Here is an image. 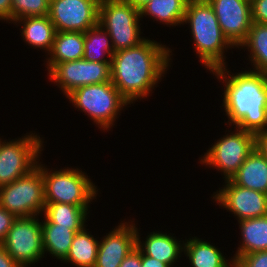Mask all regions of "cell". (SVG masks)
I'll use <instances>...</instances> for the list:
<instances>
[{"label": "cell", "mask_w": 267, "mask_h": 267, "mask_svg": "<svg viewBox=\"0 0 267 267\" xmlns=\"http://www.w3.org/2000/svg\"><path fill=\"white\" fill-rule=\"evenodd\" d=\"M174 50L154 39L115 52L111 60V81L130 103L152 96L154 87L167 74ZM165 74V75H164Z\"/></svg>", "instance_id": "obj_1"}, {"label": "cell", "mask_w": 267, "mask_h": 267, "mask_svg": "<svg viewBox=\"0 0 267 267\" xmlns=\"http://www.w3.org/2000/svg\"><path fill=\"white\" fill-rule=\"evenodd\" d=\"M227 66L210 71L225 88L222 93V107L228 118L225 126L254 134L266 130L267 74L249 68L234 74Z\"/></svg>", "instance_id": "obj_2"}, {"label": "cell", "mask_w": 267, "mask_h": 267, "mask_svg": "<svg viewBox=\"0 0 267 267\" xmlns=\"http://www.w3.org/2000/svg\"><path fill=\"white\" fill-rule=\"evenodd\" d=\"M187 23L194 52L201 65L209 71L227 65L225 52L235 47L222 33L216 14L207 0L188 1L182 26Z\"/></svg>", "instance_id": "obj_3"}, {"label": "cell", "mask_w": 267, "mask_h": 267, "mask_svg": "<svg viewBox=\"0 0 267 267\" xmlns=\"http://www.w3.org/2000/svg\"><path fill=\"white\" fill-rule=\"evenodd\" d=\"M69 103L91 119L103 132H109L130 103L120 94L112 81L81 86L69 93Z\"/></svg>", "instance_id": "obj_4"}, {"label": "cell", "mask_w": 267, "mask_h": 267, "mask_svg": "<svg viewBox=\"0 0 267 267\" xmlns=\"http://www.w3.org/2000/svg\"><path fill=\"white\" fill-rule=\"evenodd\" d=\"M39 162L37 166L41 169L44 179L45 203L90 207V203L99 196L98 187L81 168L64 167L52 170L40 160Z\"/></svg>", "instance_id": "obj_5"}, {"label": "cell", "mask_w": 267, "mask_h": 267, "mask_svg": "<svg viewBox=\"0 0 267 267\" xmlns=\"http://www.w3.org/2000/svg\"><path fill=\"white\" fill-rule=\"evenodd\" d=\"M140 10L124 0H100L98 24L112 42L114 52L138 46L141 36Z\"/></svg>", "instance_id": "obj_6"}, {"label": "cell", "mask_w": 267, "mask_h": 267, "mask_svg": "<svg viewBox=\"0 0 267 267\" xmlns=\"http://www.w3.org/2000/svg\"><path fill=\"white\" fill-rule=\"evenodd\" d=\"M234 131L227 130V134L214 142L199 163L208 169L220 171L224 180L230 179L243 164L245 159L255 149V134L233 126Z\"/></svg>", "instance_id": "obj_7"}, {"label": "cell", "mask_w": 267, "mask_h": 267, "mask_svg": "<svg viewBox=\"0 0 267 267\" xmlns=\"http://www.w3.org/2000/svg\"><path fill=\"white\" fill-rule=\"evenodd\" d=\"M24 135L12 140L0 137V187L30 173L41 159L44 137L32 131Z\"/></svg>", "instance_id": "obj_8"}, {"label": "cell", "mask_w": 267, "mask_h": 267, "mask_svg": "<svg viewBox=\"0 0 267 267\" xmlns=\"http://www.w3.org/2000/svg\"><path fill=\"white\" fill-rule=\"evenodd\" d=\"M45 204L44 179L38 166L25 176L0 187V206L16 218L42 217Z\"/></svg>", "instance_id": "obj_9"}, {"label": "cell", "mask_w": 267, "mask_h": 267, "mask_svg": "<svg viewBox=\"0 0 267 267\" xmlns=\"http://www.w3.org/2000/svg\"><path fill=\"white\" fill-rule=\"evenodd\" d=\"M39 216L16 218L1 244L20 267H31L45 257Z\"/></svg>", "instance_id": "obj_10"}, {"label": "cell", "mask_w": 267, "mask_h": 267, "mask_svg": "<svg viewBox=\"0 0 267 267\" xmlns=\"http://www.w3.org/2000/svg\"><path fill=\"white\" fill-rule=\"evenodd\" d=\"M47 75L66 97L78 87L111 81V63L67 61L56 64Z\"/></svg>", "instance_id": "obj_11"}, {"label": "cell", "mask_w": 267, "mask_h": 267, "mask_svg": "<svg viewBox=\"0 0 267 267\" xmlns=\"http://www.w3.org/2000/svg\"><path fill=\"white\" fill-rule=\"evenodd\" d=\"M100 0H50L49 18L56 31L83 32L98 24Z\"/></svg>", "instance_id": "obj_12"}, {"label": "cell", "mask_w": 267, "mask_h": 267, "mask_svg": "<svg viewBox=\"0 0 267 267\" xmlns=\"http://www.w3.org/2000/svg\"><path fill=\"white\" fill-rule=\"evenodd\" d=\"M219 190L213 193L214 203L231 212L237 220L267 215V194L224 180Z\"/></svg>", "instance_id": "obj_13"}, {"label": "cell", "mask_w": 267, "mask_h": 267, "mask_svg": "<svg viewBox=\"0 0 267 267\" xmlns=\"http://www.w3.org/2000/svg\"><path fill=\"white\" fill-rule=\"evenodd\" d=\"M213 8L222 33L237 49L252 25L250 0H207Z\"/></svg>", "instance_id": "obj_14"}, {"label": "cell", "mask_w": 267, "mask_h": 267, "mask_svg": "<svg viewBox=\"0 0 267 267\" xmlns=\"http://www.w3.org/2000/svg\"><path fill=\"white\" fill-rule=\"evenodd\" d=\"M135 219L119 225L99 241L98 254L94 267H119L129 252L136 247Z\"/></svg>", "instance_id": "obj_15"}, {"label": "cell", "mask_w": 267, "mask_h": 267, "mask_svg": "<svg viewBox=\"0 0 267 267\" xmlns=\"http://www.w3.org/2000/svg\"><path fill=\"white\" fill-rule=\"evenodd\" d=\"M136 247L147 256L174 267L184 253V240H180L162 231L148 233L145 241H141L140 229L136 225ZM180 240V241H179Z\"/></svg>", "instance_id": "obj_16"}, {"label": "cell", "mask_w": 267, "mask_h": 267, "mask_svg": "<svg viewBox=\"0 0 267 267\" xmlns=\"http://www.w3.org/2000/svg\"><path fill=\"white\" fill-rule=\"evenodd\" d=\"M13 23L21 26L20 35L31 48L42 49L46 56L51 52L57 31L48 15L21 18Z\"/></svg>", "instance_id": "obj_17"}, {"label": "cell", "mask_w": 267, "mask_h": 267, "mask_svg": "<svg viewBox=\"0 0 267 267\" xmlns=\"http://www.w3.org/2000/svg\"><path fill=\"white\" fill-rule=\"evenodd\" d=\"M191 267H229L234 259L226 258L215 244L196 236L185 239L184 253Z\"/></svg>", "instance_id": "obj_18"}, {"label": "cell", "mask_w": 267, "mask_h": 267, "mask_svg": "<svg viewBox=\"0 0 267 267\" xmlns=\"http://www.w3.org/2000/svg\"><path fill=\"white\" fill-rule=\"evenodd\" d=\"M230 180L236 185L267 194V159L255 148Z\"/></svg>", "instance_id": "obj_19"}, {"label": "cell", "mask_w": 267, "mask_h": 267, "mask_svg": "<svg viewBox=\"0 0 267 267\" xmlns=\"http://www.w3.org/2000/svg\"><path fill=\"white\" fill-rule=\"evenodd\" d=\"M240 245L232 257L236 261L240 256L267 250V215L238 221Z\"/></svg>", "instance_id": "obj_20"}, {"label": "cell", "mask_w": 267, "mask_h": 267, "mask_svg": "<svg viewBox=\"0 0 267 267\" xmlns=\"http://www.w3.org/2000/svg\"><path fill=\"white\" fill-rule=\"evenodd\" d=\"M84 33L57 31L51 52L45 58L47 72L56 64L83 59Z\"/></svg>", "instance_id": "obj_21"}, {"label": "cell", "mask_w": 267, "mask_h": 267, "mask_svg": "<svg viewBox=\"0 0 267 267\" xmlns=\"http://www.w3.org/2000/svg\"><path fill=\"white\" fill-rule=\"evenodd\" d=\"M90 207H80L67 203H46L42 224H56L78 232L86 225ZM88 216V217H87Z\"/></svg>", "instance_id": "obj_22"}, {"label": "cell", "mask_w": 267, "mask_h": 267, "mask_svg": "<svg viewBox=\"0 0 267 267\" xmlns=\"http://www.w3.org/2000/svg\"><path fill=\"white\" fill-rule=\"evenodd\" d=\"M189 0H150L140 9V17H149L168 27L182 25Z\"/></svg>", "instance_id": "obj_23"}, {"label": "cell", "mask_w": 267, "mask_h": 267, "mask_svg": "<svg viewBox=\"0 0 267 267\" xmlns=\"http://www.w3.org/2000/svg\"><path fill=\"white\" fill-rule=\"evenodd\" d=\"M85 226L76 232L66 258L62 261L77 267H94L98 254L99 240L89 233Z\"/></svg>", "instance_id": "obj_24"}, {"label": "cell", "mask_w": 267, "mask_h": 267, "mask_svg": "<svg viewBox=\"0 0 267 267\" xmlns=\"http://www.w3.org/2000/svg\"><path fill=\"white\" fill-rule=\"evenodd\" d=\"M238 49L248 51L250 70L267 74V24L252 23L246 40Z\"/></svg>", "instance_id": "obj_25"}, {"label": "cell", "mask_w": 267, "mask_h": 267, "mask_svg": "<svg viewBox=\"0 0 267 267\" xmlns=\"http://www.w3.org/2000/svg\"><path fill=\"white\" fill-rule=\"evenodd\" d=\"M114 53L108 32L99 24L84 33L83 59L91 62L111 63Z\"/></svg>", "instance_id": "obj_26"}, {"label": "cell", "mask_w": 267, "mask_h": 267, "mask_svg": "<svg viewBox=\"0 0 267 267\" xmlns=\"http://www.w3.org/2000/svg\"><path fill=\"white\" fill-rule=\"evenodd\" d=\"M75 231L56 224H42V240L44 254L62 261L66 258L71 247Z\"/></svg>", "instance_id": "obj_27"}, {"label": "cell", "mask_w": 267, "mask_h": 267, "mask_svg": "<svg viewBox=\"0 0 267 267\" xmlns=\"http://www.w3.org/2000/svg\"><path fill=\"white\" fill-rule=\"evenodd\" d=\"M50 0H12V23L15 20L49 14Z\"/></svg>", "instance_id": "obj_28"}, {"label": "cell", "mask_w": 267, "mask_h": 267, "mask_svg": "<svg viewBox=\"0 0 267 267\" xmlns=\"http://www.w3.org/2000/svg\"><path fill=\"white\" fill-rule=\"evenodd\" d=\"M236 262L241 267H267V250L242 255Z\"/></svg>", "instance_id": "obj_29"}, {"label": "cell", "mask_w": 267, "mask_h": 267, "mask_svg": "<svg viewBox=\"0 0 267 267\" xmlns=\"http://www.w3.org/2000/svg\"><path fill=\"white\" fill-rule=\"evenodd\" d=\"M252 22L267 24V0H250Z\"/></svg>", "instance_id": "obj_30"}, {"label": "cell", "mask_w": 267, "mask_h": 267, "mask_svg": "<svg viewBox=\"0 0 267 267\" xmlns=\"http://www.w3.org/2000/svg\"><path fill=\"white\" fill-rule=\"evenodd\" d=\"M16 217L0 206V245L3 243L8 231Z\"/></svg>", "instance_id": "obj_31"}, {"label": "cell", "mask_w": 267, "mask_h": 267, "mask_svg": "<svg viewBox=\"0 0 267 267\" xmlns=\"http://www.w3.org/2000/svg\"><path fill=\"white\" fill-rule=\"evenodd\" d=\"M119 267H141V251L137 247L132 249Z\"/></svg>", "instance_id": "obj_32"}, {"label": "cell", "mask_w": 267, "mask_h": 267, "mask_svg": "<svg viewBox=\"0 0 267 267\" xmlns=\"http://www.w3.org/2000/svg\"><path fill=\"white\" fill-rule=\"evenodd\" d=\"M255 148L267 159V129L255 134Z\"/></svg>", "instance_id": "obj_33"}, {"label": "cell", "mask_w": 267, "mask_h": 267, "mask_svg": "<svg viewBox=\"0 0 267 267\" xmlns=\"http://www.w3.org/2000/svg\"><path fill=\"white\" fill-rule=\"evenodd\" d=\"M12 23V0H0V21Z\"/></svg>", "instance_id": "obj_34"}, {"label": "cell", "mask_w": 267, "mask_h": 267, "mask_svg": "<svg viewBox=\"0 0 267 267\" xmlns=\"http://www.w3.org/2000/svg\"><path fill=\"white\" fill-rule=\"evenodd\" d=\"M0 267H20L2 245H0Z\"/></svg>", "instance_id": "obj_35"}, {"label": "cell", "mask_w": 267, "mask_h": 267, "mask_svg": "<svg viewBox=\"0 0 267 267\" xmlns=\"http://www.w3.org/2000/svg\"><path fill=\"white\" fill-rule=\"evenodd\" d=\"M141 267H170V266L166 263L160 262L155 258L144 255L141 252Z\"/></svg>", "instance_id": "obj_36"}, {"label": "cell", "mask_w": 267, "mask_h": 267, "mask_svg": "<svg viewBox=\"0 0 267 267\" xmlns=\"http://www.w3.org/2000/svg\"><path fill=\"white\" fill-rule=\"evenodd\" d=\"M124 1L132 4L134 7L140 10L150 0H124Z\"/></svg>", "instance_id": "obj_37"}, {"label": "cell", "mask_w": 267, "mask_h": 267, "mask_svg": "<svg viewBox=\"0 0 267 267\" xmlns=\"http://www.w3.org/2000/svg\"><path fill=\"white\" fill-rule=\"evenodd\" d=\"M229 267H241L236 261H234Z\"/></svg>", "instance_id": "obj_38"}]
</instances>
